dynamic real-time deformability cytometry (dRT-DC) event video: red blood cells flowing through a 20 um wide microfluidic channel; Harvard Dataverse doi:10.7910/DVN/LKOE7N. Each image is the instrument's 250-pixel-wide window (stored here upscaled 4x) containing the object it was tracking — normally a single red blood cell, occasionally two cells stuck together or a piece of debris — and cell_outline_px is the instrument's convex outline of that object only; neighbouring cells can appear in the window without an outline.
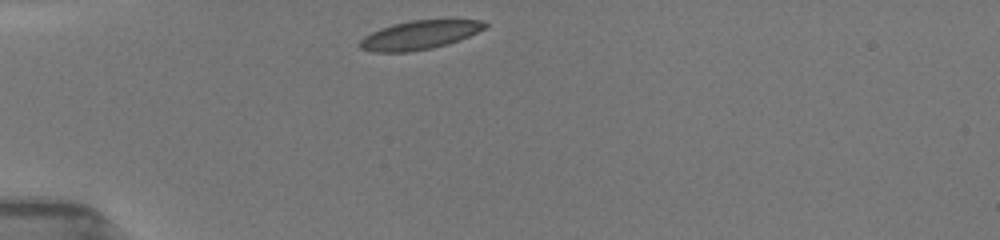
{"species": "common noctule bat (a hibernating species)", "species_latin": "Nyctalus noctula", "temperature_condition": "room temperature", "stored_images_in_passage": 7, "camera_frame_rate_fps": 3000, "um_per_image_px": 0.085, "animal": {"sex": "female", "body_mass_g": 19.5, "forearm_length_mm": 54.1}, "frame": {"image": 1, "passage_image": 1, "time_ms": 0.0, "image_size_px": [1000, 240], "cell_outline_px": [[488, 28], [448, 44], [432, 48], [408, 52], [372, 52], [360, 48], [356, 44], [364, 36], [380, 28], [392, 24], [412, 20], [484, 20], [488, 24]], "centroid_in_image_um": [35.64, 2.98], "position_along_channel_um": 49.4, "area_um2": 21.1}}
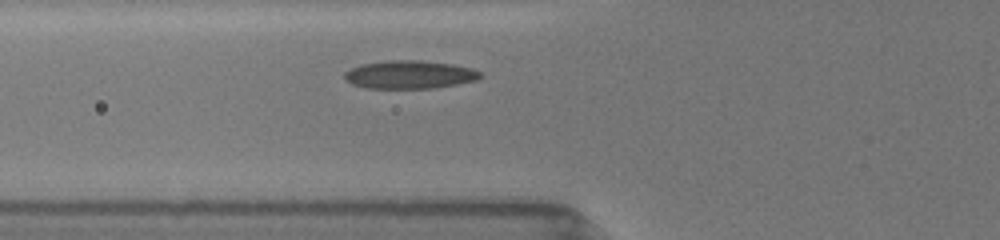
{"frame": {"image": 2, "passage_image": 5, "time_ms": 1.667, "image_size_px": [1000, 240], "cell_outline_px": [[480, 76], [476, 80], [456, 84], [432, 88], [364, 88], [352, 84], [344, 80], [344, 72], [352, 68], [364, 64], [388, 60], [420, 60], [452, 64], [472, 68], [480, 72]], "centroid_in_image_um": [34.78, 6.34], "position_along_channel_um": 91.0, "area_um2": 22.14}}
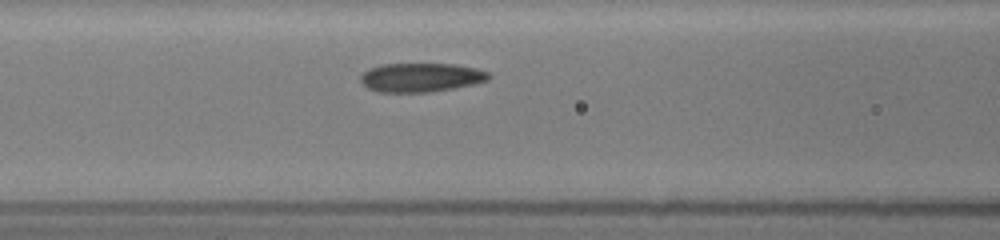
{"frame": {"image": 3, "passage_image": 7, "time_ms": 2.667, "image_size_px": [1000, 240], "cell_outline_px": [[492, 76], [488, 80], [472, 84], [432, 92], [376, 92], [368, 88], [360, 80], [360, 76], [368, 68], [384, 64], [452, 64], [476, 68], [488, 72]], "centroid_in_image_um": [35.77, 6.58], "position_along_channel_um": 130.8, "area_um2": 21.56}}